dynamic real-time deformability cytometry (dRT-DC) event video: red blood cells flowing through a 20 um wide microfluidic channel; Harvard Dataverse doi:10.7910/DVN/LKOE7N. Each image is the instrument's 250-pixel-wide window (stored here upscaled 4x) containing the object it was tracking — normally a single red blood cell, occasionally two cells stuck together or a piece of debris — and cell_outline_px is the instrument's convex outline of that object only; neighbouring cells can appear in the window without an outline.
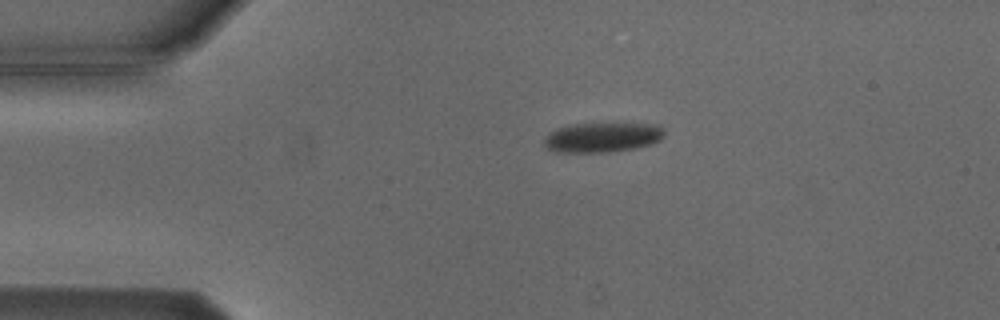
{"species": "Egyptian fruit bat (a non-hibernating species)", "species_latin": "Rousettus aegyptiacus", "temperature_condition": "cold", "stored_images_in_passage": 5, "camera_frame_rate_fps": 3000, "um_per_image_px": 0.085, "animal": {"sex": "male"}, "frame": {"image": 1, "passage_image": 5, "time_ms": 5.667, "image_size_px": [1000, 320], "cell_outline_px": [[664, 136], [660, 140], [652, 144], [636, 148], [612, 152], [556, 152], [548, 148], [544, 144], [544, 140], [556, 128], [576, 124], [660, 124], [664, 132]], "centroid_in_image_um": [51.25, 11.68], "position_along_channel_um": 33.7, "area_um2": 20.69}}